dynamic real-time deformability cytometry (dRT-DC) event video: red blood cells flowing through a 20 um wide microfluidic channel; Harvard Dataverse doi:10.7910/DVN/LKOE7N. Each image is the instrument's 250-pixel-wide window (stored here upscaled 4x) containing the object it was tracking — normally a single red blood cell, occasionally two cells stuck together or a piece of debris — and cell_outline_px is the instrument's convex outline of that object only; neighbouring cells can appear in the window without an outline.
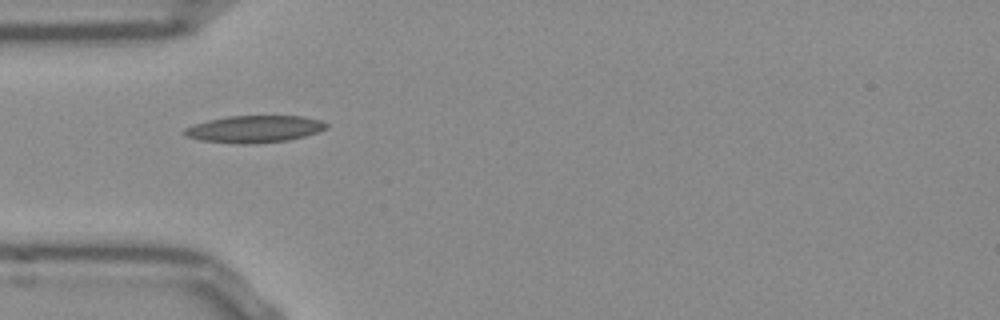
{"species": "Egyptian fruit bat (a non-hibernating species)", "species_latin": "Rousettus aegyptiacus", "temperature_condition": "room temperature", "stored_images_in_passage": 38, "camera_frame_rate_fps": 3000, "um_per_image_px": 0.085, "frame": {"image": 1, "passage_image": 1, "time_ms": 0.0, "image_size_px": [1000, 320], "cell_outline_px": [[328, 128], [304, 136], [288, 140], [256, 144], [240, 144], [200, 140], [184, 136], [180, 132], [184, 128], [192, 124], [208, 120], [228, 116], [304, 116], [320, 120], [328, 124]], "centroid_in_image_um": [21.57, 10.97], "position_along_channel_um": 63.4, "area_um2": 22.6}}
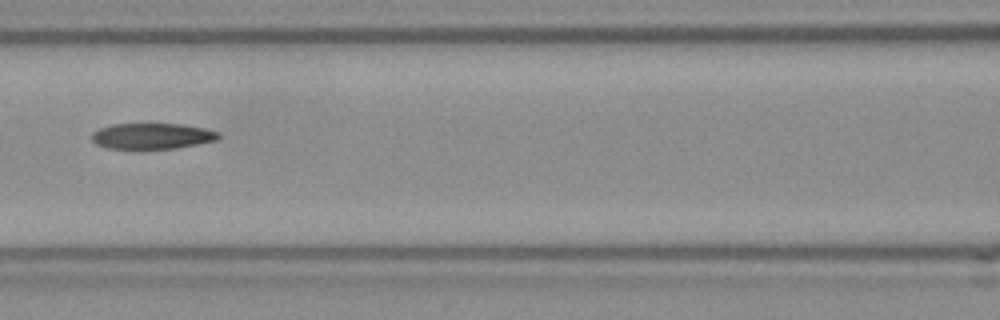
{"frame": {"image": 2, "passage_image": 8, "time_ms": 2.333, "image_size_px": [1000, 320], "cell_outline_px": [[220, 136], [216, 140], [176, 148], [108, 148], [96, 144], [92, 140], [92, 132], [100, 128], [112, 124], [184, 124], [204, 128], [220, 132]], "centroid_in_image_um": [12.93, 11.55], "position_along_channel_um": 153.7, "area_um2": 18.9}}
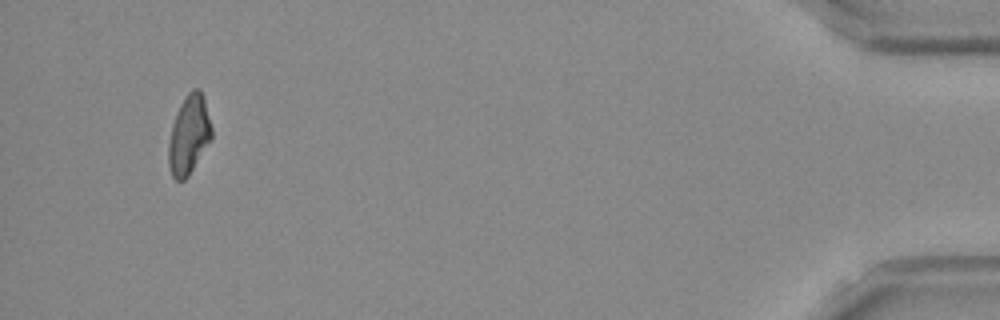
{"frame": {"image": 3, "passage_image": 35, "time_ms": 11.333, "image_size_px": [1000, 320], "cell_outline_px": [[212, 136], [188, 176], [184, 180], [176, 180], [172, 176], [168, 164], [168, 144], [172, 124], [176, 112], [184, 96], [192, 88], [200, 88], [204, 96], [212, 128]], "centroid_in_image_um": [16.04, 11.41], "position_along_channel_um": 419.2, "area_um2": 19.83}}